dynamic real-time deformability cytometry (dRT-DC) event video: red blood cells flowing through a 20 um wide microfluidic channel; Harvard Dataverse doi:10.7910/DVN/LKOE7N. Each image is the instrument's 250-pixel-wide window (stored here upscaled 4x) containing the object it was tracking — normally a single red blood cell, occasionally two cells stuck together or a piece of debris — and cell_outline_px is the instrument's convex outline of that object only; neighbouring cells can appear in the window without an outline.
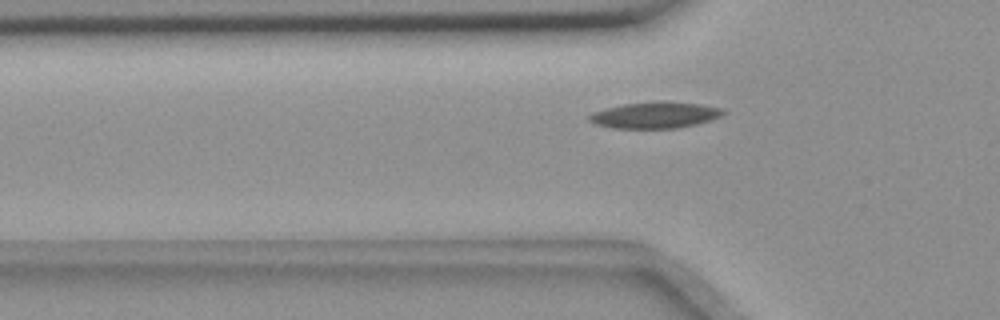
{"species": "common noctule bat (a hibernating species)", "species_latin": "Nyctalus noctula", "temperature_condition": "room temperature", "stored_images_in_passage": 5, "camera_frame_rate_fps": 3000, "um_per_image_px": 0.085, "animal": {"sex": "female", "body_mass_g": 18.4}, "frame": {"image": 1, "passage_image": 5, "time_ms": 5.667, "image_size_px": [1000, 320], "cell_outline_px": [[724, 112], [720, 116], [712, 120], [696, 124], [676, 128], [612, 128], [596, 124], [588, 120], [588, 116], [592, 112], [624, 104], [660, 100], [700, 104], [720, 108]], "centroid_in_image_um": [55.66, 9.78], "position_along_channel_um": 70.1, "area_um2": 20.46}}